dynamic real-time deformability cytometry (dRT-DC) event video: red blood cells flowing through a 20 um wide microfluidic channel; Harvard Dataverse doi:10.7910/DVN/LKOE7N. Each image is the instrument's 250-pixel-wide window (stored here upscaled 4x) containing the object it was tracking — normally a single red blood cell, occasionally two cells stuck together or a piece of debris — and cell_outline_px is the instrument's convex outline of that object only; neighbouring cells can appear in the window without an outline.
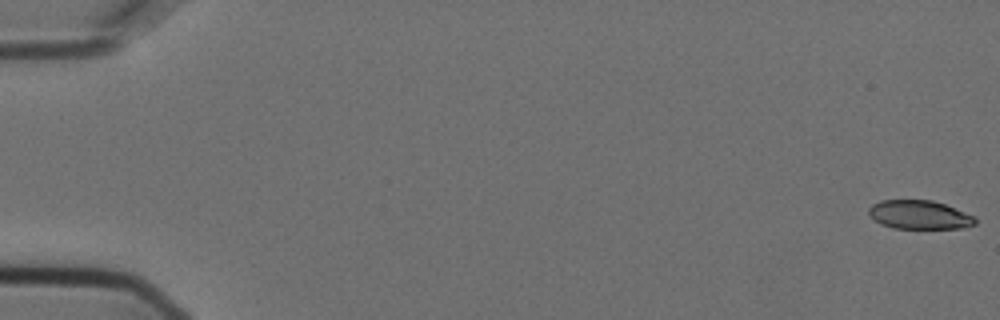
{"species": "Egyptian fruit bat (a non-hibernating species)", "species_latin": "Rousettus aegyptiacus", "temperature_condition": "cold", "stored_images_in_passage": 5, "camera_frame_rate_fps": 3000, "um_per_image_px": 0.085, "animal": {"sex": "female"}, "frame": {"image": 1, "passage_image": 1, "time_ms": 0.0, "image_size_px": [1000, 320], "cell_outline_px": [[976, 224], [964, 228], [892, 228], [880, 224], [868, 212], [868, 208], [872, 204], [880, 200], [932, 200], [944, 204], [976, 216]], "centroid_in_image_um": [78.16, 18.25], "position_along_channel_um": 6.8, "area_um2": 17.86}}
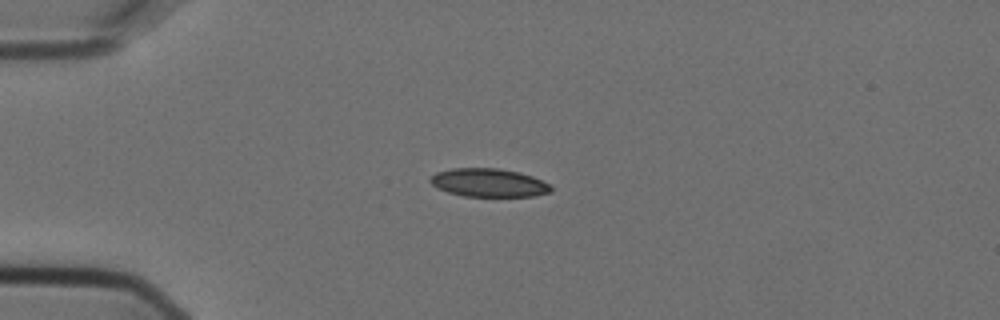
{"frame": {"image": 2, "passage_image": 5, "time_ms": 1.333, "image_size_px": [1000, 320], "cell_outline_px": [[552, 192], [532, 196], [464, 196], [448, 192], [436, 188], [428, 180], [436, 172], [452, 168], [500, 168], [520, 172], [532, 176], [548, 184], [552, 188]], "centroid_in_image_um": [41.52, 15.52], "position_along_channel_um": 43.5, "area_um2": 19.94}}